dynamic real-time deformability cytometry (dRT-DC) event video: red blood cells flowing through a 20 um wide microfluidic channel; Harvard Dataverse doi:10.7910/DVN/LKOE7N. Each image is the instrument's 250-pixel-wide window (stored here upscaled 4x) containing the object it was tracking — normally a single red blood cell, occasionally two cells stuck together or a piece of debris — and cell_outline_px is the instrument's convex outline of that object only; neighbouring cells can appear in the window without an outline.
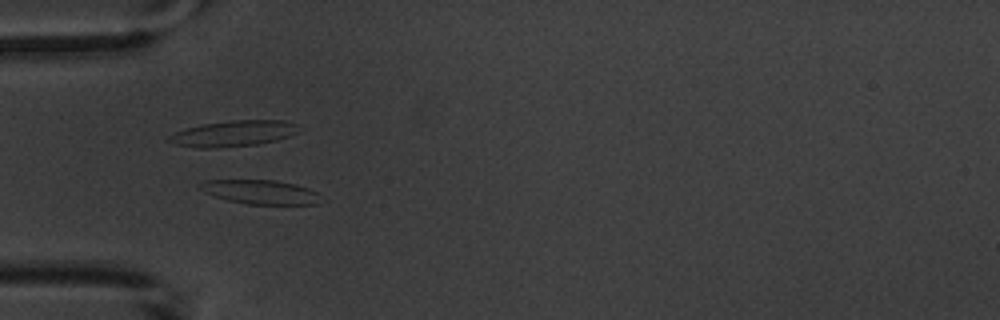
{"species": "common noctule bat (a hibernating species)", "species_latin": "Nyctalus noctula", "temperature_condition": "warm", "stored_images_in_passage": 8, "camera_frame_rate_fps": 3000, "um_per_image_px": 0.085, "animal": {"sex": "male", "body_mass_g": 20.1, "forearm_length_mm": 53.5}, "frame": {"image": 1, "passage_image": 5, "time_ms": 5.667, "image_size_px": [1000, 320], "cell_outline_px": [[316, 204], [248, 204], [228, 200], [204, 192], [196, 188], [196, 184], [204, 180], [276, 180], [296, 184], [308, 188], [316, 192]], "centroid_in_image_um": [22.01, 16.3], "position_along_channel_um": 63.0, "area_um2": 16.82}}